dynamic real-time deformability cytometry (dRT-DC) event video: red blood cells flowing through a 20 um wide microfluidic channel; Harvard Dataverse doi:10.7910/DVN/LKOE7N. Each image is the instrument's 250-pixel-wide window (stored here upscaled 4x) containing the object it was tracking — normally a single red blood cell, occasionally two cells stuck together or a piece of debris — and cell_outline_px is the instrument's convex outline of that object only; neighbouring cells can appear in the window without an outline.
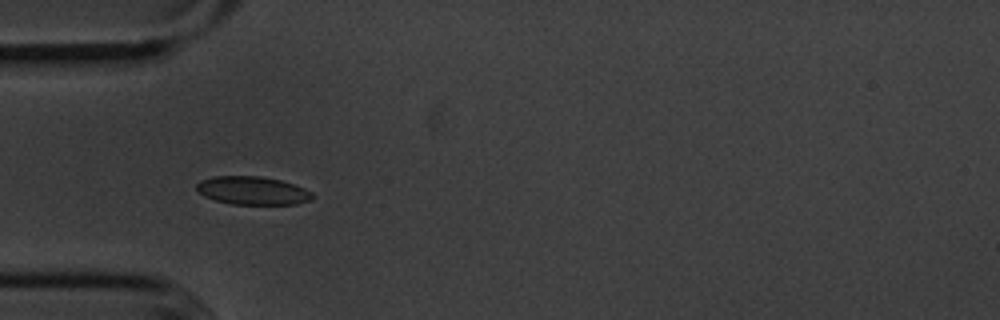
{"species": "common noctule bat (a hibernating species)", "species_latin": "Nyctalus noctula", "temperature_condition": "cold", "stored_images_in_passage": 39, "camera_frame_rate_fps": 3000, "um_per_image_px": 0.085, "animal": {"sex": "male", "body_mass_g": 20.1, "forearm_length_mm": 53.5}, "frame": {"image": 1, "passage_image": 1, "time_ms": 0.0, "image_size_px": [1000, 320], "cell_outline_px": [[312, 196], [308, 200], [296, 204], [232, 204], [216, 200], [204, 196], [196, 188], [196, 184], [200, 180], [212, 176], [260, 176], [280, 180], [304, 188], [312, 192]], "centroid_in_image_um": [21.43, 16.19], "position_along_channel_um": 63.6, "area_um2": 18.84}}
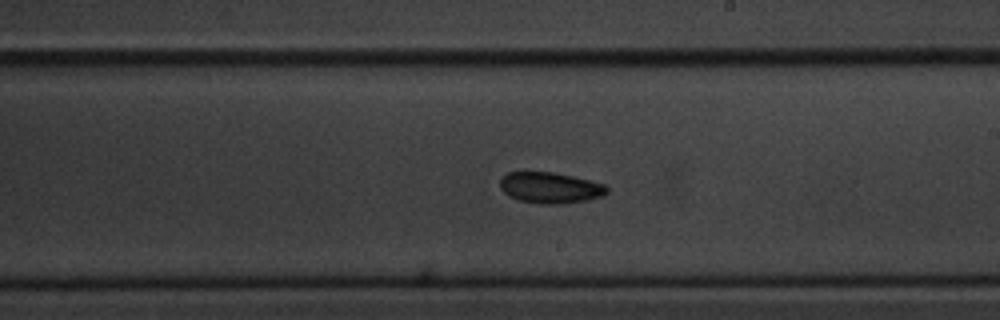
{"frame": {"image": 2, "passage_image": 16, "time_ms": 5.0, "image_size_px": [1000, 320], "cell_outline_px": [[608, 192], [604, 196], [588, 200], [564, 204], [540, 204], [520, 200], [508, 196], [500, 188], [500, 180], [508, 172], [556, 172], [604, 184], [608, 188]], "centroid_in_image_um": [46.78, 15.97], "position_along_channel_um": 242.2, "area_um2": 19.42}}
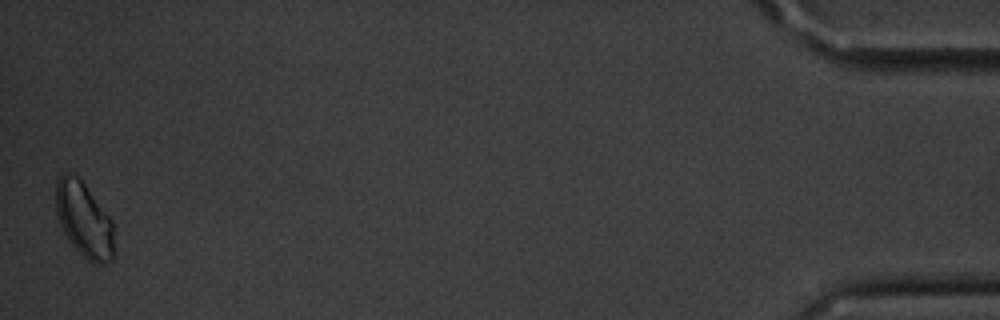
{"frame": {"image": 3, "passage_image": 39, "time_ms": 12.667, "image_size_px": [1000, 320], "cell_outline_px": [[112, 260], [104, 264], [92, 264], [68, 240], [60, 224], [56, 212], [56, 184], [60, 176], [64, 172], [68, 172], [76, 176], [84, 184], [112, 220]], "centroid_in_image_um": [7.12, 18.68], "position_along_channel_um": 428.1, "area_um2": 24.91}, "authors_computed_cell_mechanics": {"area_um2": 19.1896, "velocity_mm_per_s": 3.5949, "shape_relaxation_time_tau1_ms": 2.6945, "shape_relaxation_time_tau2_ms": null, "deformation_change_tau1": 0.054, "deformation_change_tau2": null}}